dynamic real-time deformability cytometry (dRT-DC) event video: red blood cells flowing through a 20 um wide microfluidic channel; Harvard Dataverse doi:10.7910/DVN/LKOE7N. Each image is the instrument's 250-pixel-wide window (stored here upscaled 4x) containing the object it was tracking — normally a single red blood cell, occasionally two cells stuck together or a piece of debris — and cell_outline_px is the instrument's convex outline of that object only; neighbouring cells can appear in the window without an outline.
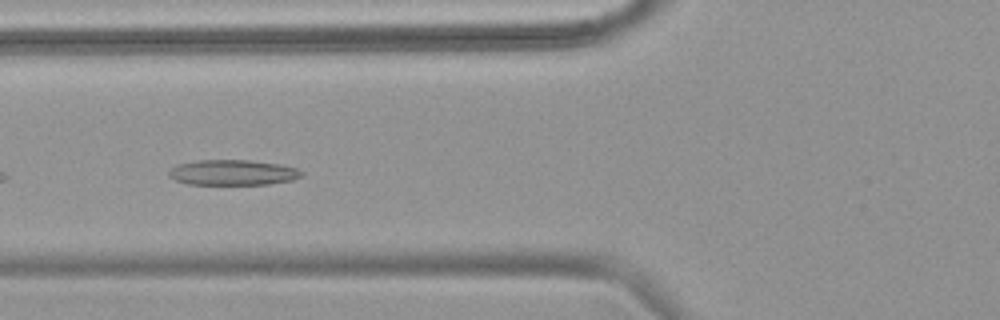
{"species": "common noctule bat (a hibernating species)", "species_latin": "Nyctalus noctula", "temperature_condition": "warm", "stored_images_in_passage": 8, "camera_frame_rate_fps": 3000, "um_per_image_px": 0.085, "animal": {"sex": "female", "body_mass_g": 18.4}, "frame": {"image": 1, "passage_image": 5, "time_ms": 1.333, "image_size_px": [1000, 320], "cell_outline_px": [[304, 176], [292, 180], [268, 184], [188, 184], [176, 180], [168, 176], [168, 172], [176, 164], [196, 160], [248, 160], [280, 164], [296, 168], [304, 172]], "centroid_in_image_um": [19.8, 14.66], "position_along_channel_um": 106.0, "area_um2": 19.71}}